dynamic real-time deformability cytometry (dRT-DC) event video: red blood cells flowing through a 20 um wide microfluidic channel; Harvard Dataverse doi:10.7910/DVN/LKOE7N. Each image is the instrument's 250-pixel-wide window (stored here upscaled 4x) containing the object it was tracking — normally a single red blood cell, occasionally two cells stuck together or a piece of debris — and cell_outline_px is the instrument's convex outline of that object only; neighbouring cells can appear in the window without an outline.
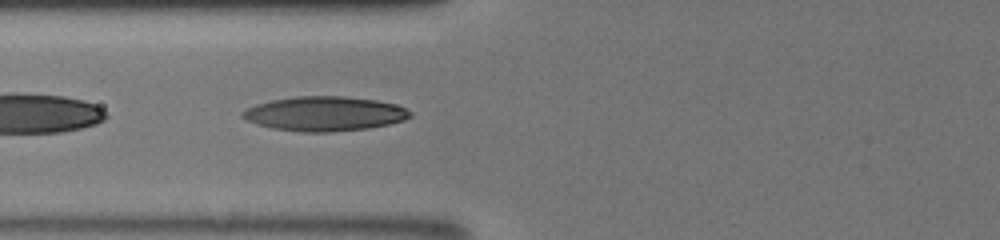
{"species": "human", "species_latin": "Homo sapiens", "temperature_condition": "room temperature", "stored_images_in_passage": 4, "camera_frame_rate_fps": 3000, "um_per_image_px": 0.085, "donor": {"sex": "male"}, "frame": {"image": 1, "passage_image": 4, "time_ms": 1.0, "image_size_px": [1000, 240], "cell_outline_px": [[412, 116], [404, 120], [388, 124], [368, 128], [332, 132], [300, 132], [272, 128], [256, 124], [244, 120], [240, 116], [240, 112], [256, 104], [272, 100], [296, 96], [344, 96], [376, 100], [392, 104], [404, 108], [412, 112]], "centroid_in_image_um": [27.54, 9.67], "position_along_channel_um": 98.3, "area_um2": 33.76}}